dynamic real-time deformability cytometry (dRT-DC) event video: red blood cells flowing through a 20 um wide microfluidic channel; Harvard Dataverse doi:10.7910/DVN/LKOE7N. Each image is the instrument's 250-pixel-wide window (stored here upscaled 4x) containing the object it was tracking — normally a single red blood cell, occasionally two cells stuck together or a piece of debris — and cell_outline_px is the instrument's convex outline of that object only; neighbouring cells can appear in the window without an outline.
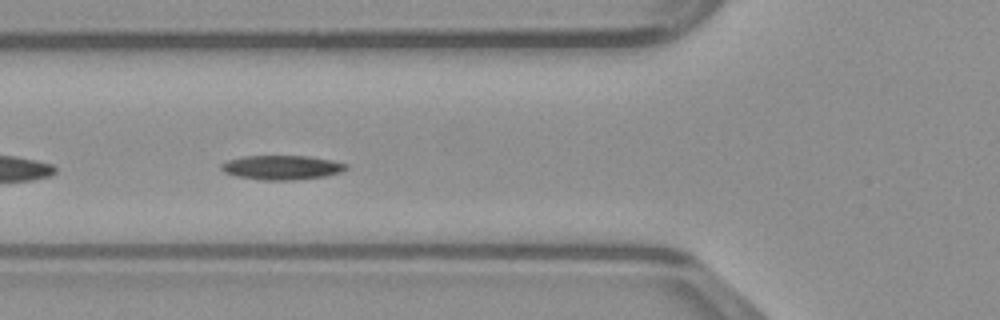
{"species": "common noctule bat (a hibernating species)", "species_latin": "Nyctalus noctula", "temperature_condition": "warm", "stored_images_in_passage": 46, "camera_frame_rate_fps": 3000, "um_per_image_px": 0.085, "animal": {"sex": "male", "body_mass_g": 23.1, "forearm_length_mm": 52.7}, "frame": {"image": 1, "passage_image": 17, "time_ms": 5.333, "image_size_px": [1000, 320], "cell_outline_px": [[348, 168], [340, 172], [324, 176], [292, 180], [260, 180], [236, 176], [224, 172], [220, 168], [220, 164], [228, 160], [244, 156], [308, 156], [332, 160], [348, 164]], "centroid_in_image_um": [23.93, 14.23], "position_along_channel_um": 101.9, "area_um2": 17.69}}
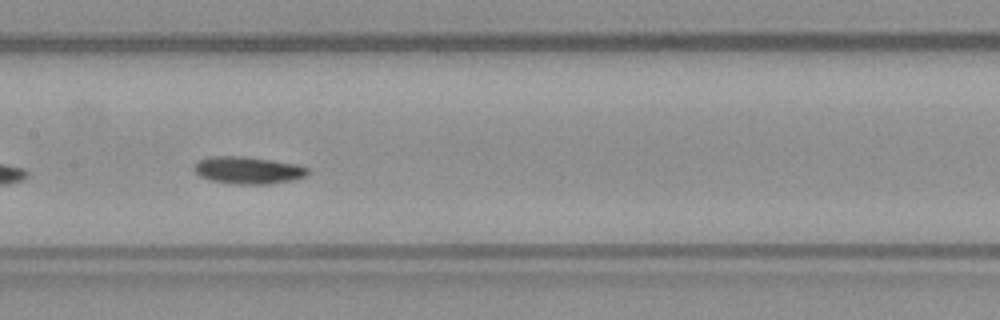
{"frame": {"image": 2, "passage_image": 23, "time_ms": 7.333, "image_size_px": [1000, 320], "cell_outline_px": [[312, 172], [308, 176], [292, 180], [268, 184], [236, 184], [212, 180], [200, 176], [192, 168], [200, 160], [208, 156], [240, 156], [272, 160], [300, 164], [308, 168]], "centroid_in_image_um": [21.16, 14.46], "position_along_channel_um": 186.2, "area_um2": 18.15}}